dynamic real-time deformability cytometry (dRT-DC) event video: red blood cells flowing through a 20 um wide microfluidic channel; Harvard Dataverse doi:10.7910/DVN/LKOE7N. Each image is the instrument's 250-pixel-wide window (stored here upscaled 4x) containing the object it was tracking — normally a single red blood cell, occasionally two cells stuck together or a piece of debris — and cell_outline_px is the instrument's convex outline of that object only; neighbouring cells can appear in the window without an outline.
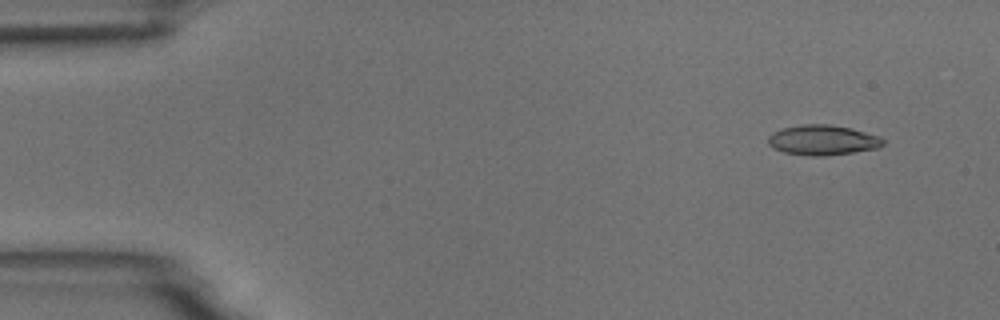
{"species": "common noctule bat (a hibernating species)", "species_latin": "Nyctalus noctula", "temperature_condition": "room temperature", "stored_images_in_passage": 6, "segment_of_instrument_passage": [2, 2], "camera_frame_rate_fps": 3000, "um_per_image_px": 0.085, "animal": {"sex": "male", "body_mass_g": 18.8}, "frame": {"image": 1, "passage_image": 6, "time_ms": 6.333, "image_size_px": [1000, 320], "cell_outline_px": [[884, 144], [880, 148], [824, 156], [808, 156], [784, 152], [772, 148], [768, 144], [768, 136], [772, 132], [780, 128], [804, 124], [828, 124], [852, 128], [880, 136], [884, 140]], "centroid_in_image_um": [69.92, 11.9], "position_along_channel_um": 15.1, "area_um2": 20.4}}